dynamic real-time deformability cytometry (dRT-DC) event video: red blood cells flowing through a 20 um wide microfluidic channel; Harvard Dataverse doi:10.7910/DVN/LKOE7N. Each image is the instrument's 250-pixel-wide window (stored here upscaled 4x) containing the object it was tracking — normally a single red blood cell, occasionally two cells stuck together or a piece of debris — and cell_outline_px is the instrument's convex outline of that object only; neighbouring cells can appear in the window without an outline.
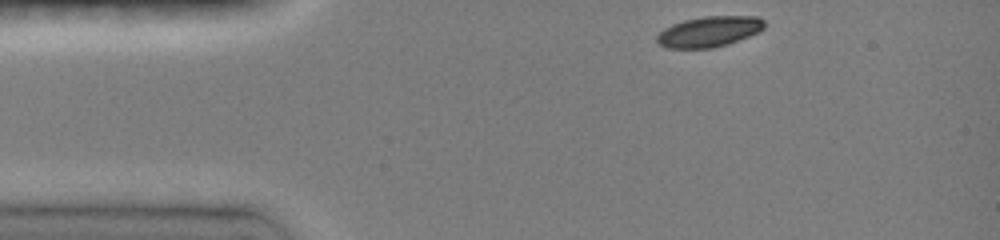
{"species": "common noctule bat (a hibernating species)", "species_latin": "Nyctalus noctula", "temperature_condition": "room temperature", "stored_images_in_passage": 39, "camera_frame_rate_fps": 3000, "um_per_image_px": 0.085, "animal": {"sex": "female", "body_mass_g": 19.0, "forearm_length_mm": 51.5}, "frame": {"image": 1, "passage_image": 1, "time_ms": 0.0, "image_size_px": [1000, 240], "cell_outline_px": [[764, 28], [760, 32], [728, 44], [712, 48], [664, 48], [656, 40], [656, 36], [664, 28], [672, 24], [684, 20], [704, 16], [756, 16], [764, 20]], "centroid_in_image_um": [60.28, 2.68], "position_along_channel_um": 24.7, "area_um2": 19.25}}
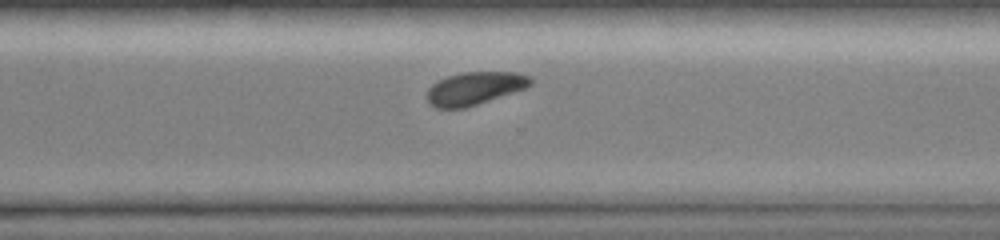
{"frame": {"image": 2, "passage_image": 30, "time_ms": 9.0, "image_size_px": [1000, 240], "cell_outline_px": [[532, 84], [524, 88], [464, 108], [436, 108], [428, 100], [428, 88], [432, 84], [448, 76], [460, 72], [520, 72], [532, 76]], "centroid_in_image_um": [40.37, 7.48], "position_along_channel_um": 330.2, "area_um2": 19.54}}
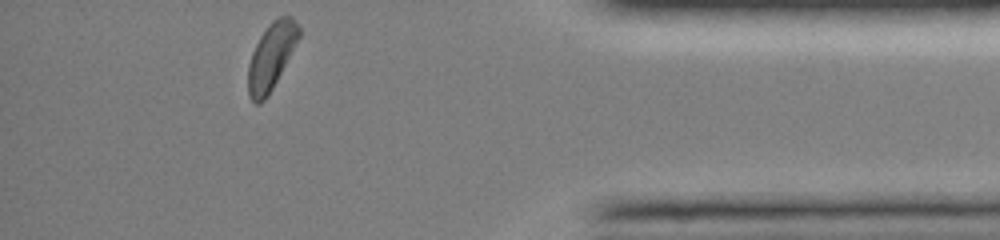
{"frame": {"image": 3, "passage_image": 39, "time_ms": 11.667, "image_size_px": [1000, 240], "cell_outline_px": [[300, 36], [268, 96], [260, 104], [256, 104], [248, 96], [248, 64], [252, 52], [260, 36], [268, 24], [272, 20], [280, 16], [292, 16], [300, 28]], "centroid_in_image_um": [23.04, 4.78], "position_along_channel_um": 412.2, "area_um2": 19.54}, "authors_computed_cell_mechanics": {"area_um2": 20.6346, "velocity_mm_per_s": 3.9936, "shape_relaxation_time_tau1_ms": 1.8481, "shape_relaxation_time_tau2_ms": null, "deformation_change_tau1": 0.1001, "deformation_change_tau2": null}}